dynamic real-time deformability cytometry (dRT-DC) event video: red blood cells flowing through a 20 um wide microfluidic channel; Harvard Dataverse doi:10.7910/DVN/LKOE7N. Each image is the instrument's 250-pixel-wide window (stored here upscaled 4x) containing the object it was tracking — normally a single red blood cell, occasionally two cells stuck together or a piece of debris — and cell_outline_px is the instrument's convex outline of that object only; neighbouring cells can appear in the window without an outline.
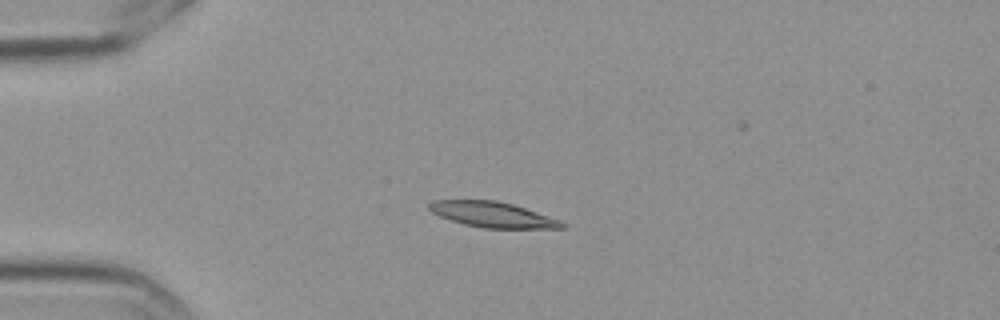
{"species": "Egyptian fruit bat (a non-hibernating species)", "species_latin": "Rousettus aegyptiacus", "temperature_condition": "cold", "stored_images_in_passage": 5, "camera_frame_rate_fps": 3000, "um_per_image_px": 0.085, "frame": {"image": 1, "passage_image": 3, "time_ms": 0.667, "image_size_px": [1000, 320], "cell_outline_px": [[564, 228], [484, 228], [464, 224], [440, 216], [432, 212], [428, 208], [428, 204], [432, 200], [496, 200], [512, 204], [560, 220], [564, 224]], "centroid_in_image_um": [41.83, 18.23], "position_along_channel_um": 43.2, "area_um2": 19.42}}